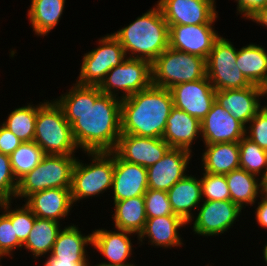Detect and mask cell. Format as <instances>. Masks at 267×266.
Masks as SVG:
<instances>
[{"instance_id":"cell-9","label":"cell","mask_w":267,"mask_h":266,"mask_svg":"<svg viewBox=\"0 0 267 266\" xmlns=\"http://www.w3.org/2000/svg\"><path fill=\"white\" fill-rule=\"evenodd\" d=\"M151 85V63L143 59L126 57L119 66L107 73L98 88L102 94L124 99Z\"/></svg>"},{"instance_id":"cell-19","label":"cell","mask_w":267,"mask_h":266,"mask_svg":"<svg viewBox=\"0 0 267 266\" xmlns=\"http://www.w3.org/2000/svg\"><path fill=\"white\" fill-rule=\"evenodd\" d=\"M264 94L265 88L252 84L242 89L217 90L215 101L246 127L263 108Z\"/></svg>"},{"instance_id":"cell-2","label":"cell","mask_w":267,"mask_h":266,"mask_svg":"<svg viewBox=\"0 0 267 266\" xmlns=\"http://www.w3.org/2000/svg\"><path fill=\"white\" fill-rule=\"evenodd\" d=\"M172 107L170 90L154 85L121 99V133L162 138Z\"/></svg>"},{"instance_id":"cell-46","label":"cell","mask_w":267,"mask_h":266,"mask_svg":"<svg viewBox=\"0 0 267 266\" xmlns=\"http://www.w3.org/2000/svg\"><path fill=\"white\" fill-rule=\"evenodd\" d=\"M101 260H99V262H97L95 265H94V262L91 263V260L89 259L88 260V263H87V266H114V265H109V264H106V263H103V262H100Z\"/></svg>"},{"instance_id":"cell-41","label":"cell","mask_w":267,"mask_h":266,"mask_svg":"<svg viewBox=\"0 0 267 266\" xmlns=\"http://www.w3.org/2000/svg\"><path fill=\"white\" fill-rule=\"evenodd\" d=\"M234 2L237 4L236 16H243L242 18L248 21L260 9L267 6V0H235Z\"/></svg>"},{"instance_id":"cell-20","label":"cell","mask_w":267,"mask_h":266,"mask_svg":"<svg viewBox=\"0 0 267 266\" xmlns=\"http://www.w3.org/2000/svg\"><path fill=\"white\" fill-rule=\"evenodd\" d=\"M188 224L178 215H165L162 217L147 218L142 232L138 235V247L148 241L154 248L170 249L179 248L185 242L180 231Z\"/></svg>"},{"instance_id":"cell-16","label":"cell","mask_w":267,"mask_h":266,"mask_svg":"<svg viewBox=\"0 0 267 266\" xmlns=\"http://www.w3.org/2000/svg\"><path fill=\"white\" fill-rule=\"evenodd\" d=\"M173 99V106L187 112L200 121L211 110L215 102V92L210 80L205 78L180 83L169 89Z\"/></svg>"},{"instance_id":"cell-32","label":"cell","mask_w":267,"mask_h":266,"mask_svg":"<svg viewBox=\"0 0 267 266\" xmlns=\"http://www.w3.org/2000/svg\"><path fill=\"white\" fill-rule=\"evenodd\" d=\"M37 113L38 104L28 102L27 105L11 110L1 124L22 142H31L34 139Z\"/></svg>"},{"instance_id":"cell-22","label":"cell","mask_w":267,"mask_h":266,"mask_svg":"<svg viewBox=\"0 0 267 266\" xmlns=\"http://www.w3.org/2000/svg\"><path fill=\"white\" fill-rule=\"evenodd\" d=\"M24 203L37 218L51 219L60 223L63 219L67 220L75 206L70 188H51L36 192L31 194Z\"/></svg>"},{"instance_id":"cell-1","label":"cell","mask_w":267,"mask_h":266,"mask_svg":"<svg viewBox=\"0 0 267 266\" xmlns=\"http://www.w3.org/2000/svg\"><path fill=\"white\" fill-rule=\"evenodd\" d=\"M54 98L71 125L74 141L83 152H112L121 133V99L102 94L98 86L77 83Z\"/></svg>"},{"instance_id":"cell-40","label":"cell","mask_w":267,"mask_h":266,"mask_svg":"<svg viewBox=\"0 0 267 266\" xmlns=\"http://www.w3.org/2000/svg\"><path fill=\"white\" fill-rule=\"evenodd\" d=\"M245 136L267 151V111L264 108L249 121Z\"/></svg>"},{"instance_id":"cell-27","label":"cell","mask_w":267,"mask_h":266,"mask_svg":"<svg viewBox=\"0 0 267 266\" xmlns=\"http://www.w3.org/2000/svg\"><path fill=\"white\" fill-rule=\"evenodd\" d=\"M230 200L242 210L252 206L263 194V180L244 169H236L225 175Z\"/></svg>"},{"instance_id":"cell-50","label":"cell","mask_w":267,"mask_h":266,"mask_svg":"<svg viewBox=\"0 0 267 266\" xmlns=\"http://www.w3.org/2000/svg\"><path fill=\"white\" fill-rule=\"evenodd\" d=\"M264 104H263V108L267 111V99H265L264 101ZM266 102V103H265Z\"/></svg>"},{"instance_id":"cell-21","label":"cell","mask_w":267,"mask_h":266,"mask_svg":"<svg viewBox=\"0 0 267 266\" xmlns=\"http://www.w3.org/2000/svg\"><path fill=\"white\" fill-rule=\"evenodd\" d=\"M148 189L147 168L122 160L114 152V176L111 191L113 201L143 196Z\"/></svg>"},{"instance_id":"cell-48","label":"cell","mask_w":267,"mask_h":266,"mask_svg":"<svg viewBox=\"0 0 267 266\" xmlns=\"http://www.w3.org/2000/svg\"><path fill=\"white\" fill-rule=\"evenodd\" d=\"M263 194L267 197V176L263 180Z\"/></svg>"},{"instance_id":"cell-43","label":"cell","mask_w":267,"mask_h":266,"mask_svg":"<svg viewBox=\"0 0 267 266\" xmlns=\"http://www.w3.org/2000/svg\"><path fill=\"white\" fill-rule=\"evenodd\" d=\"M253 208H255L253 213L257 222L256 224H258L261 229L267 230V197L262 194L260 199L257 200L256 204H254Z\"/></svg>"},{"instance_id":"cell-8","label":"cell","mask_w":267,"mask_h":266,"mask_svg":"<svg viewBox=\"0 0 267 266\" xmlns=\"http://www.w3.org/2000/svg\"><path fill=\"white\" fill-rule=\"evenodd\" d=\"M97 47L82 56L79 76L75 83L83 86H99L107 73L126 58L121 43L107 33L96 41Z\"/></svg>"},{"instance_id":"cell-17","label":"cell","mask_w":267,"mask_h":266,"mask_svg":"<svg viewBox=\"0 0 267 266\" xmlns=\"http://www.w3.org/2000/svg\"><path fill=\"white\" fill-rule=\"evenodd\" d=\"M171 147L162 138L121 134L114 152L124 161L149 168Z\"/></svg>"},{"instance_id":"cell-30","label":"cell","mask_w":267,"mask_h":266,"mask_svg":"<svg viewBox=\"0 0 267 266\" xmlns=\"http://www.w3.org/2000/svg\"><path fill=\"white\" fill-rule=\"evenodd\" d=\"M112 210L113 228L136 234L138 240V235L147 220L144 197L138 196L114 202Z\"/></svg>"},{"instance_id":"cell-49","label":"cell","mask_w":267,"mask_h":266,"mask_svg":"<svg viewBox=\"0 0 267 266\" xmlns=\"http://www.w3.org/2000/svg\"><path fill=\"white\" fill-rule=\"evenodd\" d=\"M5 258H7V256H4V255H0V266H4L1 262V260H3V259H5Z\"/></svg>"},{"instance_id":"cell-12","label":"cell","mask_w":267,"mask_h":266,"mask_svg":"<svg viewBox=\"0 0 267 266\" xmlns=\"http://www.w3.org/2000/svg\"><path fill=\"white\" fill-rule=\"evenodd\" d=\"M156 4L169 27L216 22L220 15L216 0H158Z\"/></svg>"},{"instance_id":"cell-42","label":"cell","mask_w":267,"mask_h":266,"mask_svg":"<svg viewBox=\"0 0 267 266\" xmlns=\"http://www.w3.org/2000/svg\"><path fill=\"white\" fill-rule=\"evenodd\" d=\"M23 142L0 123V153L11 155Z\"/></svg>"},{"instance_id":"cell-39","label":"cell","mask_w":267,"mask_h":266,"mask_svg":"<svg viewBox=\"0 0 267 266\" xmlns=\"http://www.w3.org/2000/svg\"><path fill=\"white\" fill-rule=\"evenodd\" d=\"M18 181L13 175L10 156L0 153V202L15 200Z\"/></svg>"},{"instance_id":"cell-6","label":"cell","mask_w":267,"mask_h":266,"mask_svg":"<svg viewBox=\"0 0 267 266\" xmlns=\"http://www.w3.org/2000/svg\"><path fill=\"white\" fill-rule=\"evenodd\" d=\"M76 160L75 155H45L32 171L18 181L15 201L22 199L23 202L31 194L46 189L71 188Z\"/></svg>"},{"instance_id":"cell-4","label":"cell","mask_w":267,"mask_h":266,"mask_svg":"<svg viewBox=\"0 0 267 266\" xmlns=\"http://www.w3.org/2000/svg\"><path fill=\"white\" fill-rule=\"evenodd\" d=\"M33 141L45 155H76L80 151L74 141L71 125L55 99H44L38 103Z\"/></svg>"},{"instance_id":"cell-35","label":"cell","mask_w":267,"mask_h":266,"mask_svg":"<svg viewBox=\"0 0 267 266\" xmlns=\"http://www.w3.org/2000/svg\"><path fill=\"white\" fill-rule=\"evenodd\" d=\"M14 202L17 203L14 200L0 202V209L11 219L15 235L24 243L34 226L36 216L25 203H17L12 207Z\"/></svg>"},{"instance_id":"cell-23","label":"cell","mask_w":267,"mask_h":266,"mask_svg":"<svg viewBox=\"0 0 267 266\" xmlns=\"http://www.w3.org/2000/svg\"><path fill=\"white\" fill-rule=\"evenodd\" d=\"M162 139L171 148H182L194 153L193 145L198 140L202 141L201 121L173 106Z\"/></svg>"},{"instance_id":"cell-13","label":"cell","mask_w":267,"mask_h":266,"mask_svg":"<svg viewBox=\"0 0 267 266\" xmlns=\"http://www.w3.org/2000/svg\"><path fill=\"white\" fill-rule=\"evenodd\" d=\"M114 231L105 228L92 230L93 253L102 255L101 262L114 266H138L131 257L134 251V238L137 236L131 232L113 228ZM133 238V239H132ZM133 240V241H132ZM133 252V253H132ZM105 260H104V259ZM132 259V261H130ZM107 260V261H106Z\"/></svg>"},{"instance_id":"cell-3","label":"cell","mask_w":267,"mask_h":266,"mask_svg":"<svg viewBox=\"0 0 267 266\" xmlns=\"http://www.w3.org/2000/svg\"><path fill=\"white\" fill-rule=\"evenodd\" d=\"M111 34L121 43L126 57L150 63L169 47V26L156 3Z\"/></svg>"},{"instance_id":"cell-38","label":"cell","mask_w":267,"mask_h":266,"mask_svg":"<svg viewBox=\"0 0 267 266\" xmlns=\"http://www.w3.org/2000/svg\"><path fill=\"white\" fill-rule=\"evenodd\" d=\"M143 197L147 218L175 215L172 211L167 192L147 189Z\"/></svg>"},{"instance_id":"cell-14","label":"cell","mask_w":267,"mask_h":266,"mask_svg":"<svg viewBox=\"0 0 267 266\" xmlns=\"http://www.w3.org/2000/svg\"><path fill=\"white\" fill-rule=\"evenodd\" d=\"M214 23L170 26L169 47L207 60L215 40L220 36Z\"/></svg>"},{"instance_id":"cell-51","label":"cell","mask_w":267,"mask_h":266,"mask_svg":"<svg viewBox=\"0 0 267 266\" xmlns=\"http://www.w3.org/2000/svg\"><path fill=\"white\" fill-rule=\"evenodd\" d=\"M264 99H267V87L265 88V94H264Z\"/></svg>"},{"instance_id":"cell-10","label":"cell","mask_w":267,"mask_h":266,"mask_svg":"<svg viewBox=\"0 0 267 266\" xmlns=\"http://www.w3.org/2000/svg\"><path fill=\"white\" fill-rule=\"evenodd\" d=\"M237 52L238 48L223 35L215 40L206 65L207 77L216 91L242 89L252 85L236 65Z\"/></svg>"},{"instance_id":"cell-15","label":"cell","mask_w":267,"mask_h":266,"mask_svg":"<svg viewBox=\"0 0 267 266\" xmlns=\"http://www.w3.org/2000/svg\"><path fill=\"white\" fill-rule=\"evenodd\" d=\"M194 155L186 149L170 148L157 163L147 168L148 189L167 192L189 173Z\"/></svg>"},{"instance_id":"cell-44","label":"cell","mask_w":267,"mask_h":266,"mask_svg":"<svg viewBox=\"0 0 267 266\" xmlns=\"http://www.w3.org/2000/svg\"><path fill=\"white\" fill-rule=\"evenodd\" d=\"M46 259L42 266H87V263H75L66 260H58L51 255L45 256Z\"/></svg>"},{"instance_id":"cell-33","label":"cell","mask_w":267,"mask_h":266,"mask_svg":"<svg viewBox=\"0 0 267 266\" xmlns=\"http://www.w3.org/2000/svg\"><path fill=\"white\" fill-rule=\"evenodd\" d=\"M240 169L264 180L267 176V151L244 136L239 142Z\"/></svg>"},{"instance_id":"cell-5","label":"cell","mask_w":267,"mask_h":266,"mask_svg":"<svg viewBox=\"0 0 267 266\" xmlns=\"http://www.w3.org/2000/svg\"><path fill=\"white\" fill-rule=\"evenodd\" d=\"M83 154L87 155L90 162H83L84 160L77 157L73 168L70 191L75 206H78L81 200L101 197L111 191L113 183L114 151Z\"/></svg>"},{"instance_id":"cell-37","label":"cell","mask_w":267,"mask_h":266,"mask_svg":"<svg viewBox=\"0 0 267 266\" xmlns=\"http://www.w3.org/2000/svg\"><path fill=\"white\" fill-rule=\"evenodd\" d=\"M0 255L13 260L15 250L22 249V242L15 235L11 219L0 209Z\"/></svg>"},{"instance_id":"cell-31","label":"cell","mask_w":267,"mask_h":266,"mask_svg":"<svg viewBox=\"0 0 267 266\" xmlns=\"http://www.w3.org/2000/svg\"><path fill=\"white\" fill-rule=\"evenodd\" d=\"M63 224L51 219H35L34 226L30 231L26 241L22 244V249L31 253V257L36 260L45 259L50 255L52 247L56 241ZM40 257V258H39Z\"/></svg>"},{"instance_id":"cell-45","label":"cell","mask_w":267,"mask_h":266,"mask_svg":"<svg viewBox=\"0 0 267 266\" xmlns=\"http://www.w3.org/2000/svg\"><path fill=\"white\" fill-rule=\"evenodd\" d=\"M252 21L253 23H256L259 26H262L267 28V6L260 9L257 13H255L249 21Z\"/></svg>"},{"instance_id":"cell-24","label":"cell","mask_w":267,"mask_h":266,"mask_svg":"<svg viewBox=\"0 0 267 266\" xmlns=\"http://www.w3.org/2000/svg\"><path fill=\"white\" fill-rule=\"evenodd\" d=\"M93 233H83L76 224L65 225L59 231L50 255L58 260H66L75 263H88L90 252L88 245L92 247Z\"/></svg>"},{"instance_id":"cell-25","label":"cell","mask_w":267,"mask_h":266,"mask_svg":"<svg viewBox=\"0 0 267 266\" xmlns=\"http://www.w3.org/2000/svg\"><path fill=\"white\" fill-rule=\"evenodd\" d=\"M167 194L173 213L188 224L203 201L200 176L197 173L195 175L187 174L176 182L167 191Z\"/></svg>"},{"instance_id":"cell-36","label":"cell","mask_w":267,"mask_h":266,"mask_svg":"<svg viewBox=\"0 0 267 266\" xmlns=\"http://www.w3.org/2000/svg\"><path fill=\"white\" fill-rule=\"evenodd\" d=\"M202 199L209 201L230 200V192L225 175L200 171Z\"/></svg>"},{"instance_id":"cell-47","label":"cell","mask_w":267,"mask_h":266,"mask_svg":"<svg viewBox=\"0 0 267 266\" xmlns=\"http://www.w3.org/2000/svg\"><path fill=\"white\" fill-rule=\"evenodd\" d=\"M262 257H263V261L262 262H265L266 266H267V242L265 243V246L263 247L262 249Z\"/></svg>"},{"instance_id":"cell-34","label":"cell","mask_w":267,"mask_h":266,"mask_svg":"<svg viewBox=\"0 0 267 266\" xmlns=\"http://www.w3.org/2000/svg\"><path fill=\"white\" fill-rule=\"evenodd\" d=\"M45 156L43 150L34 142H23L11 155L10 163L13 175L19 181L32 171Z\"/></svg>"},{"instance_id":"cell-7","label":"cell","mask_w":267,"mask_h":266,"mask_svg":"<svg viewBox=\"0 0 267 266\" xmlns=\"http://www.w3.org/2000/svg\"><path fill=\"white\" fill-rule=\"evenodd\" d=\"M152 85L170 89L207 76L206 59L168 47L152 63Z\"/></svg>"},{"instance_id":"cell-26","label":"cell","mask_w":267,"mask_h":266,"mask_svg":"<svg viewBox=\"0 0 267 266\" xmlns=\"http://www.w3.org/2000/svg\"><path fill=\"white\" fill-rule=\"evenodd\" d=\"M201 155L203 172L226 175L240 168L239 142L204 145Z\"/></svg>"},{"instance_id":"cell-28","label":"cell","mask_w":267,"mask_h":266,"mask_svg":"<svg viewBox=\"0 0 267 266\" xmlns=\"http://www.w3.org/2000/svg\"><path fill=\"white\" fill-rule=\"evenodd\" d=\"M27 10L30 27L36 37H43L56 28L62 19L66 0H31Z\"/></svg>"},{"instance_id":"cell-18","label":"cell","mask_w":267,"mask_h":266,"mask_svg":"<svg viewBox=\"0 0 267 266\" xmlns=\"http://www.w3.org/2000/svg\"><path fill=\"white\" fill-rule=\"evenodd\" d=\"M246 127L216 101L201 121V139L204 145L240 142Z\"/></svg>"},{"instance_id":"cell-11","label":"cell","mask_w":267,"mask_h":266,"mask_svg":"<svg viewBox=\"0 0 267 266\" xmlns=\"http://www.w3.org/2000/svg\"><path fill=\"white\" fill-rule=\"evenodd\" d=\"M198 209L187 227L191 226V233L199 237H219L229 232L242 217V209L231 200H203Z\"/></svg>"},{"instance_id":"cell-29","label":"cell","mask_w":267,"mask_h":266,"mask_svg":"<svg viewBox=\"0 0 267 266\" xmlns=\"http://www.w3.org/2000/svg\"><path fill=\"white\" fill-rule=\"evenodd\" d=\"M236 65L251 84L267 87V49L265 46L252 42L238 48Z\"/></svg>"}]
</instances>
